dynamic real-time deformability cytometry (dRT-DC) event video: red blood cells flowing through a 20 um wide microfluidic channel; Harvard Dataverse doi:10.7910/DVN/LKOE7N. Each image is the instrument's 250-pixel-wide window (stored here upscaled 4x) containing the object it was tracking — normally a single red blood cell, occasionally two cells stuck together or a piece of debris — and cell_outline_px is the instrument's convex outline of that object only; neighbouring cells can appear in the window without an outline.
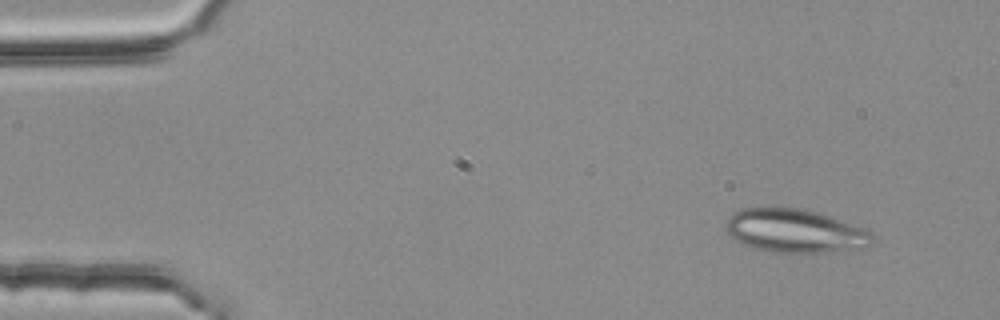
{"species": "common noctule bat (a hibernating species)", "species_latin": "Nyctalus noctula", "temperature_condition": "room temperature", "stored_images_in_passage": 4, "camera_frame_rate_fps": 3000, "um_per_image_px": 0.085, "animal": {"sex": "female", "body_mass_g": 25.1}, "frame": {"image": 1, "passage_image": 1, "time_ms": 0.0, "image_size_px": [1000, 320], "cell_outline_px": [[872, 244], [864, 248], [824, 252], [768, 252], [752, 248], [740, 244], [724, 228], [728, 216], [732, 212], [740, 208], [804, 208], [820, 212], [864, 228], [872, 232]], "centroid_in_image_um": [67.55, 19.62], "position_along_channel_um": 17.5, "area_um2": 37.51}}